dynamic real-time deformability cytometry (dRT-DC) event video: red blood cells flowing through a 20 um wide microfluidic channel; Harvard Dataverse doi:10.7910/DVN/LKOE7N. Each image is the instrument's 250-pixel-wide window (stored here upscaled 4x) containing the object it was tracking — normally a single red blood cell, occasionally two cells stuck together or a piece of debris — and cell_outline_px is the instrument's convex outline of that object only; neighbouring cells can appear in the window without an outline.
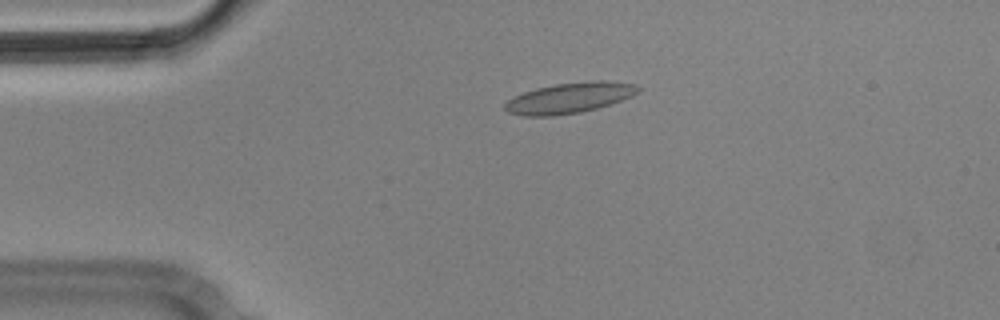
{"species": "Egyptian fruit bat (a non-hibernating species)", "species_latin": "Rousettus aegyptiacus", "temperature_condition": "cold", "stored_images_in_passage": 4, "camera_frame_rate_fps": 3000, "um_per_image_px": 0.085, "animal": {"sex": "male"}, "frame": {"image": 1, "passage_image": 3, "time_ms": 0.667, "image_size_px": [1000, 320], "cell_outline_px": [[640, 92], [632, 96], [596, 108], [580, 112], [552, 116], [524, 116], [508, 112], [504, 108], [504, 104], [508, 100], [524, 92], [536, 88], [556, 84], [588, 80], [604, 80], [636, 84], [640, 88]], "centroid_in_image_um": [48.42, 8.31], "position_along_channel_um": 36.6, "area_um2": 23.64}}